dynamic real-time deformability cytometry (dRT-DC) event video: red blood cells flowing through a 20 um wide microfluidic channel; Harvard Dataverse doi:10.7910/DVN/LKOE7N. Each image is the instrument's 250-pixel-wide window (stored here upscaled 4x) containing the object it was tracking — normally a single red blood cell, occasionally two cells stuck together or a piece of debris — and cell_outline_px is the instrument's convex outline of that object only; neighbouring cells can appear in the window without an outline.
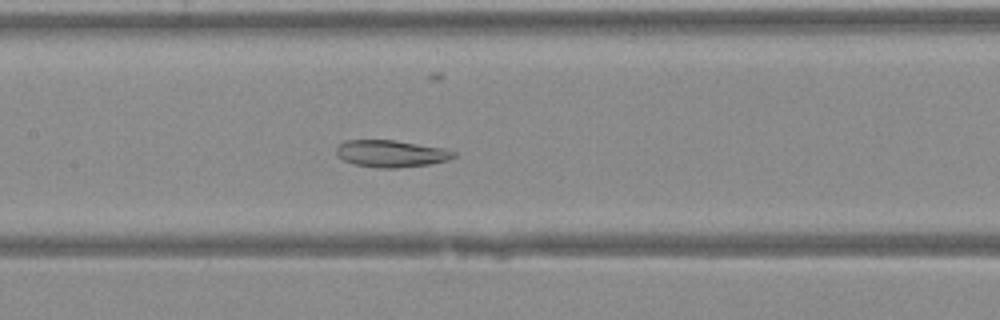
{"species": "Egyptian fruit bat (a non-hibernating species)", "species_latin": "Rousettus aegyptiacus", "temperature_condition": "warm", "stored_images_in_passage": 44, "camera_frame_rate_fps": 3000, "um_per_image_px": 0.085, "animal": {"sex": "female"}, "frame": {"image": 1, "passage_image": 23, "time_ms": 7.333, "image_size_px": [1000, 320], "cell_outline_px": [[456, 156], [448, 160], [428, 164], [396, 168], [376, 168], [352, 164], [344, 160], [336, 152], [336, 148], [344, 140], [396, 140], [444, 148], [456, 152]], "centroid_in_image_um": [33.25, 13.05], "position_along_channel_um": 174.2, "area_um2": 18.5}}
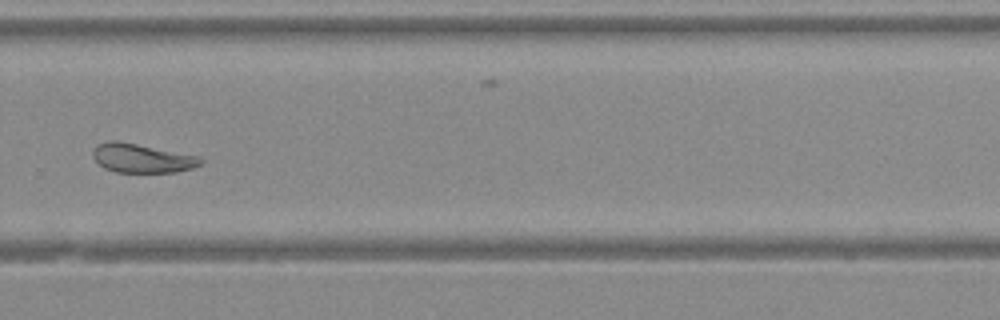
{"frame": {"image": 2, "passage_image": 32, "time_ms": 10.333, "image_size_px": [1000, 320], "cell_outline_px": [[204, 160], [200, 164], [192, 168], [176, 172], [116, 172], [104, 168], [92, 156], [92, 148], [96, 144], [108, 140], [116, 140], [200, 156]], "centroid_in_image_um": [12.04, 13.44], "position_along_channel_um": 317.8, "area_um2": 18.26}}
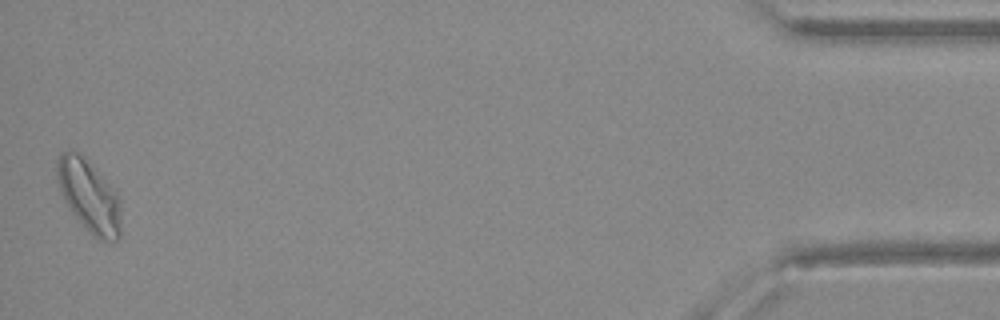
{"frame": {"image": 3, "passage_image": 44, "time_ms": 14.333, "image_size_px": [1000, 320], "cell_outline_px": [[120, 240], [100, 240], [88, 232], [68, 208], [64, 200], [56, 176], [56, 160], [60, 152], [76, 152], [120, 196]], "centroid_in_image_um": [7.56, 16.73], "position_along_channel_um": 427.6, "area_um2": 26.3}}